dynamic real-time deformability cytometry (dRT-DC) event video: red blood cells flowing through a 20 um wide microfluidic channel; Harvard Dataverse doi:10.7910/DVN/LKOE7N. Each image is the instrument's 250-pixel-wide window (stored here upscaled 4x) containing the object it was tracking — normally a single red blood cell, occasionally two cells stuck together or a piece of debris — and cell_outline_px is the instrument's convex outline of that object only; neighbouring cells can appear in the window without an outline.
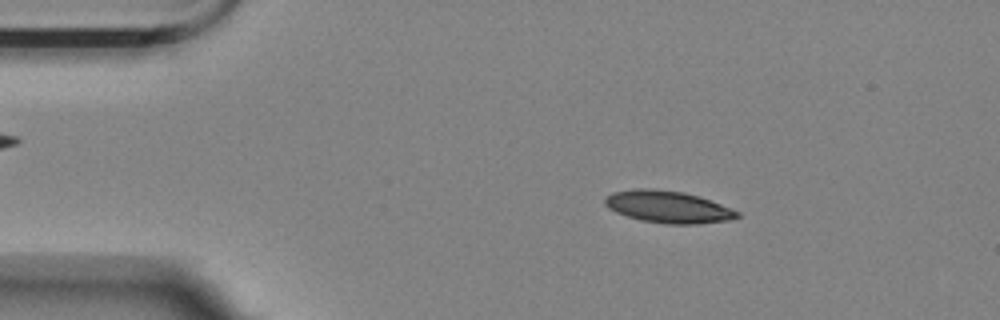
{"species": "Egyptian fruit bat (a non-hibernating species)", "species_latin": "Rousettus aegyptiacus", "temperature_condition": "room temperature", "stored_images_in_passage": 55, "camera_frame_rate_fps": 3000, "um_per_image_px": 0.085, "animal": {"sex": "female"}, "frame": {"image": 1, "passage_image": 8, "time_ms": 2.333, "image_size_px": [1000, 320], "cell_outline_px": [[740, 216], [728, 220], [696, 224], [668, 224], [640, 220], [616, 212], [608, 208], [604, 204], [604, 196], [612, 192], [636, 188], [648, 188], [684, 192], [700, 196], [740, 212]], "centroid_in_image_um": [56.75, 17.57], "position_along_channel_um": 28.3, "area_um2": 24.74}}
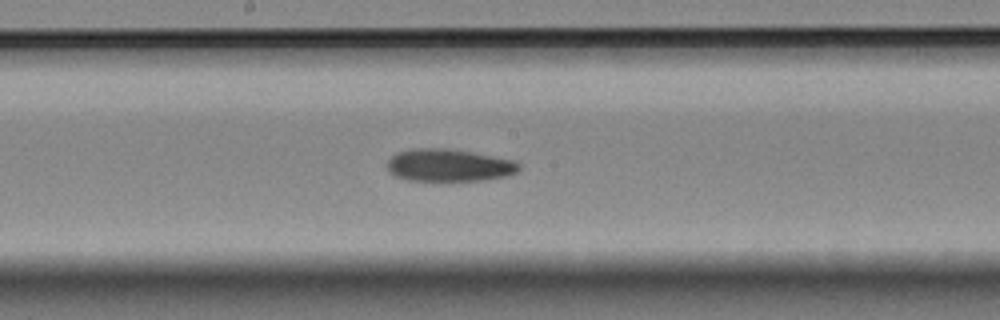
{"frame": {"image": 2, "passage_image": 28, "time_ms": 9.0, "image_size_px": [1000, 320], "cell_outline_px": [[520, 168], [516, 172], [508, 176], [484, 180], [408, 180], [396, 176], [388, 172], [388, 160], [396, 152], [412, 148], [448, 148], [472, 152], [516, 160], [520, 164]], "centroid_in_image_um": [38.17, 14.03], "position_along_channel_um": 210.0, "area_um2": 25.03}}
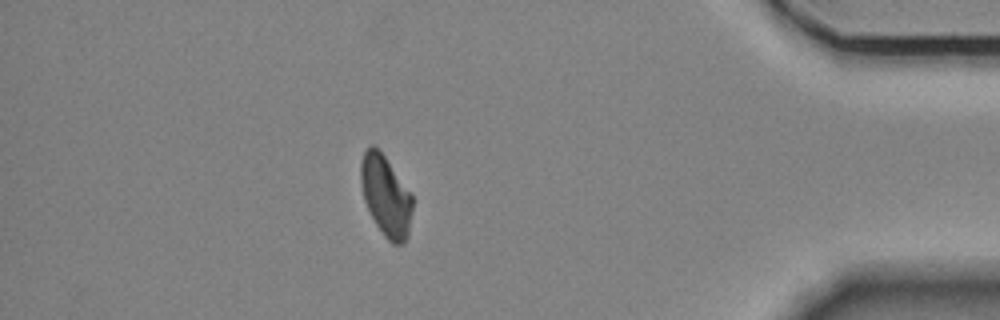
{"frame": {"image": 3, "passage_image": 48, "time_ms": 15.667, "image_size_px": [1000, 320], "cell_outline_px": [[412, 208], [408, 236], [400, 244], [392, 244], [384, 236], [376, 224], [364, 200], [360, 180], [360, 164], [364, 152], [372, 144], [384, 156], [412, 196]], "centroid_in_image_um": [32.77, 16.67], "position_along_channel_um": 402.4, "area_um2": 23.7}, "authors_computed_cell_mechanics": {"area_um2": 24.9696, "velocity_mm_per_s": 3.5167, "shape_relaxation_time_tau1_ms": 5.5597, "shape_relaxation_time_tau2_ms": 4.5548, "deformation_change_tau1": 0.1378, "deformation_change_tau2": 0.0898}}